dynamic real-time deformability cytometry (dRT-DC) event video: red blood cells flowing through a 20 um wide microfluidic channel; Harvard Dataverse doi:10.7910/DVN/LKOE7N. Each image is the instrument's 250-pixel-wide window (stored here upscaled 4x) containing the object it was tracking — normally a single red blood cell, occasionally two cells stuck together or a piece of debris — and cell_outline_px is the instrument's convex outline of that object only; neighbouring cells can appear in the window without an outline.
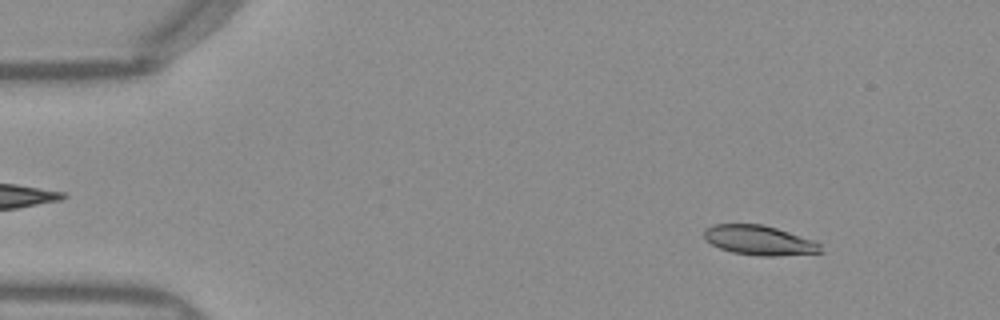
{"species": "Egyptian fruit bat (a non-hibernating species)", "species_latin": "Rousettus aegyptiacus", "temperature_condition": "warm", "stored_images_in_passage": 51, "camera_frame_rate_fps": 3000, "um_per_image_px": 0.085, "frame": {"image": 1, "passage_image": 6, "time_ms": 1.667, "image_size_px": [1000, 320], "cell_outline_px": [[824, 252], [776, 256], [756, 256], [732, 252], [720, 248], [704, 240], [704, 228], [712, 224], [760, 224], [776, 228], [812, 240], [820, 244]], "centroid_in_image_um": [64.49, 20.43], "position_along_channel_um": 20.5, "area_um2": 20.11}}
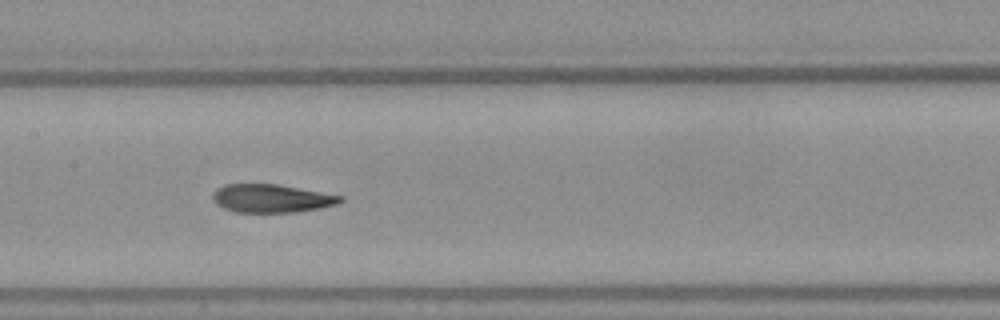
{"frame": {"image": 2, "passage_image": 25, "time_ms": 8.0, "image_size_px": [1000, 320], "cell_outline_px": [[344, 200], [336, 204], [320, 208], [292, 212], [236, 212], [224, 208], [216, 204], [212, 200], [212, 196], [224, 184], [276, 184], [344, 196]], "centroid_in_image_um": [23.09, 16.86], "position_along_channel_um": 184.3, "area_um2": 20.75}}
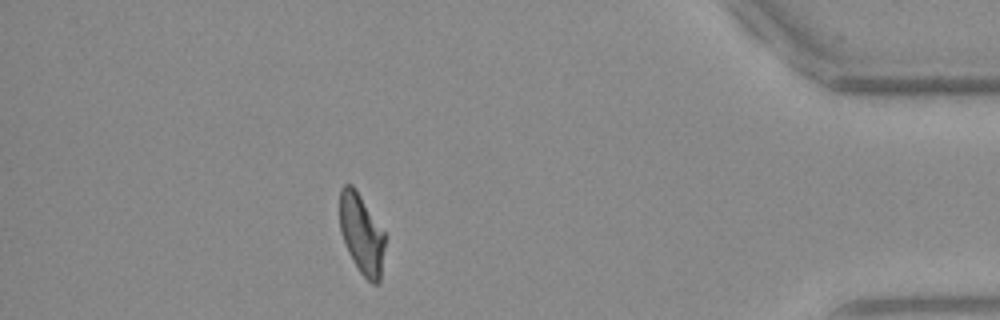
{"frame": {"image": 3, "passage_image": 45, "time_ms": 14.667, "image_size_px": [1000, 320], "cell_outline_px": [[384, 248], [380, 280], [376, 284], [372, 284], [360, 272], [352, 260], [348, 252], [340, 232], [340, 188], [344, 184], [352, 184], [384, 232]], "centroid_in_image_um": [30.71, 19.9], "position_along_channel_um": 404.5, "area_um2": 20.75}, "authors_computed_cell_mechanics": {"area_um2": 21.6172, "velocity_mm_per_s": 3.9942, "shape_relaxation_time_tau1_ms": null, "shape_relaxation_time_tau2_ms": 1.9945, "deformation_change_tau1": null, "deformation_change_tau2": 0.0899}}